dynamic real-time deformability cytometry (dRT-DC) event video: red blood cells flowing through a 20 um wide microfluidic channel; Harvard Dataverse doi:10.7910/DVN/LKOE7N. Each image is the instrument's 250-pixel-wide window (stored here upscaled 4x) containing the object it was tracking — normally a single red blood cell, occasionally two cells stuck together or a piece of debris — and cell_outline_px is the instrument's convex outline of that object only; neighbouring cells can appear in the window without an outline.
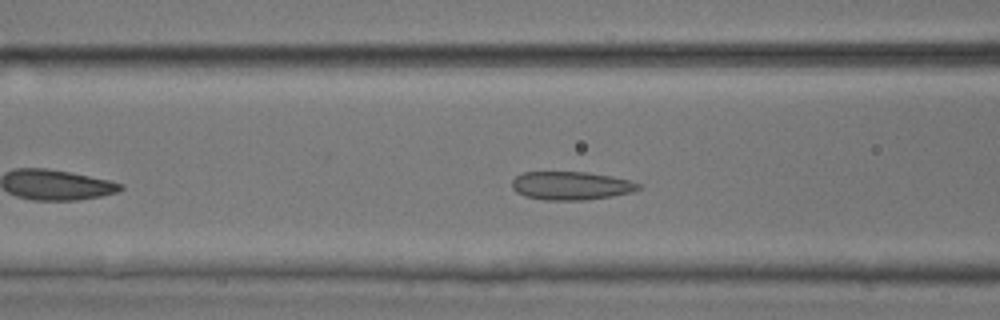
{"species": "common noctule bat (a hibernating species)", "species_latin": "Nyctalus noctula", "temperature_condition": "room temperature", "stored_images_in_passage": 41, "camera_frame_rate_fps": 3000, "um_per_image_px": 0.085, "animal": {"sex": "male", "body_mass_g": 17.9, "forearm_length_mm": 54.2}, "frame": {"image": 1, "passage_image": 10, "time_ms": 3.0, "image_size_px": [1000, 320], "cell_outline_px": [[644, 184], [640, 188], [632, 192], [612, 196], [584, 200], [544, 200], [524, 196], [516, 192], [512, 188], [512, 180], [520, 172], [588, 172], [612, 176], [632, 180]], "centroid_in_image_um": [48.56, 15.78], "position_along_channel_um": 118.0, "area_um2": 21.21}}
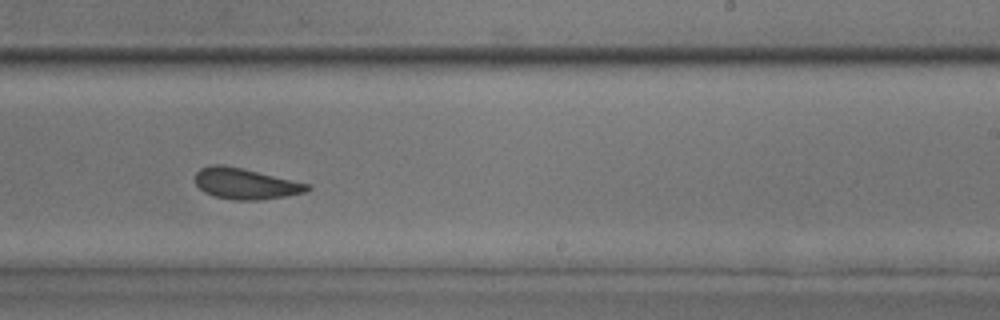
{"frame": {"image": 2, "passage_image": 21, "time_ms": 6.667, "image_size_px": [1000, 320], "cell_outline_px": [[312, 188], [304, 192], [284, 196], [260, 200], [232, 200], [216, 196], [204, 192], [196, 184], [196, 172], [200, 168], [212, 164], [220, 164], [240, 168], [312, 184]], "centroid_in_image_um": [20.87, 15.61], "position_along_channel_um": 268.1, "area_um2": 20.06}}
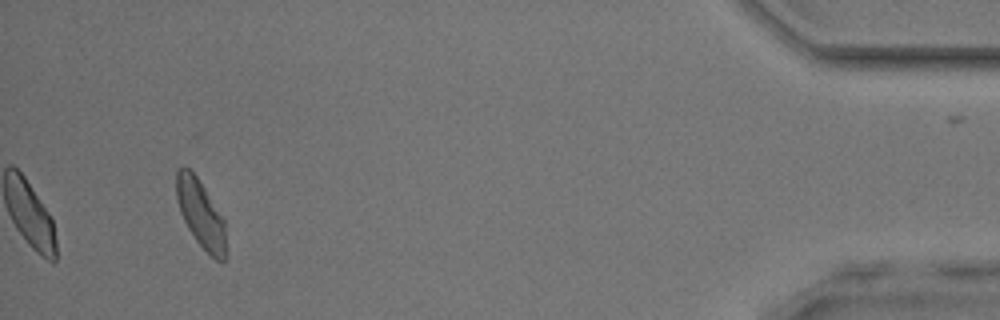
{"frame": {"image": 3, "passage_image": 37, "time_ms": 12.0, "image_size_px": [1000, 320], "cell_outline_px": [[228, 256], [224, 260], [216, 260], [196, 240], [188, 228], [180, 212], [176, 196], [176, 172], [180, 168], [188, 168], [196, 176], [204, 188], [224, 220]], "centroid_in_image_um": [17.08, 18.22], "position_along_channel_um": 418.1, "area_um2": 19.31}, "authors_computed_cell_mechanics": {"area_um2": 20.519, "velocity_mm_per_s": 4.1144, "shape_relaxation_time_tau1_ms": 10.7703, "shape_relaxation_time_tau2_ms": 1.0804, "deformation_change_tau1": 0.166, "deformation_change_tau2": 0.0924}}